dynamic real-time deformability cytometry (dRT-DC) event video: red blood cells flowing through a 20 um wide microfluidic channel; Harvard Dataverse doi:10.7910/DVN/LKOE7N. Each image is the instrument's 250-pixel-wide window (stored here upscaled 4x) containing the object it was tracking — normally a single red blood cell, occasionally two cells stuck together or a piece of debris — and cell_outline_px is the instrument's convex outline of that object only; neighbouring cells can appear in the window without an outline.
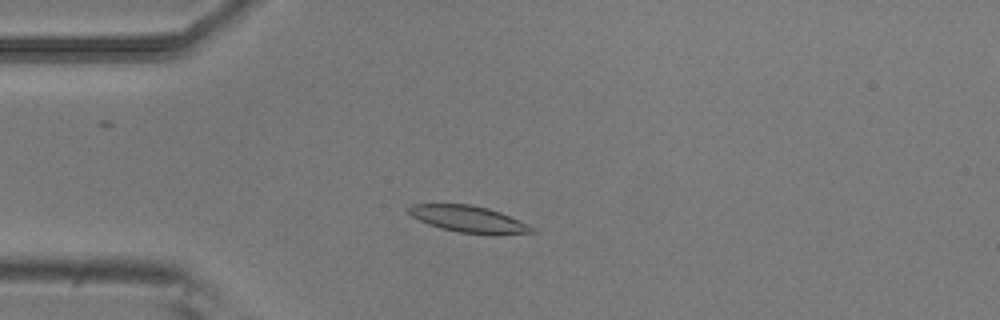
{"species": "common noctule bat (a hibernating species)", "species_latin": "Nyctalus noctula", "temperature_condition": "room temperature", "stored_images_in_passage": 45, "camera_frame_rate_fps": 3000, "um_per_image_px": 0.085, "animal": {"sex": "male", "body_mass_g": 20.5, "forearm_length_mm": 52.5}, "frame": {"image": 1, "passage_image": 8, "time_ms": 2.333, "image_size_px": [1000, 320], "cell_outline_px": [[536, 232], [460, 232], [440, 228], [428, 224], [412, 216], [408, 212], [408, 208], [412, 204], [472, 204], [488, 208], [500, 212], [528, 224]], "centroid_in_image_um": [39.72, 18.57], "position_along_channel_um": 45.3, "area_um2": 18.15}}
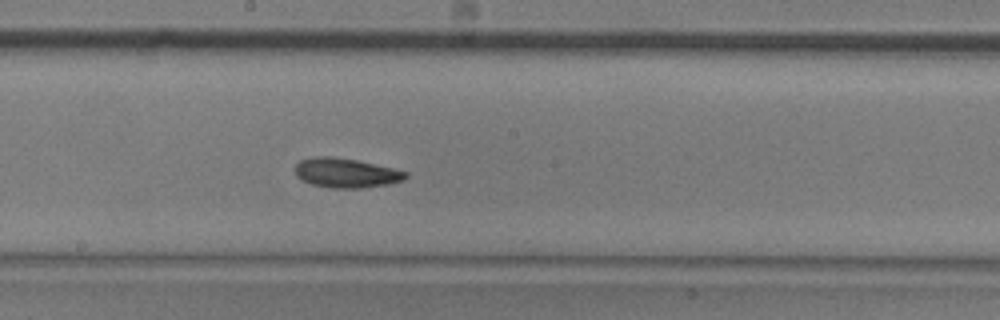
{"frame": {"image": 2, "passage_image": 23, "time_ms": 7.333, "image_size_px": [1000, 320], "cell_outline_px": [[408, 176], [404, 180], [388, 184], [360, 188], [332, 188], [312, 184], [300, 180], [296, 176], [296, 164], [300, 160], [312, 156], [332, 156], [356, 160], [392, 168], [408, 172]], "centroid_in_image_um": [29.39, 14.69], "position_along_channel_um": 218.8, "area_um2": 19.02}}
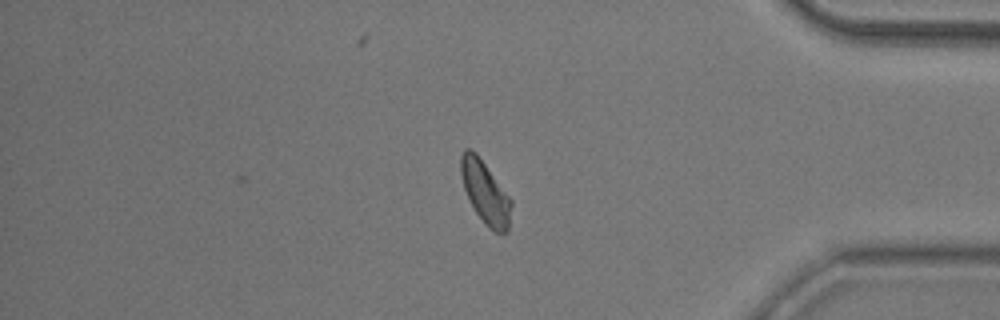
{"frame": {"image": 3, "passage_image": 39, "time_ms": 12.667, "image_size_px": [1000, 320], "cell_outline_px": [[512, 204], [508, 232], [496, 232], [488, 228], [476, 212], [464, 188], [460, 172], [460, 156], [464, 148], [472, 148], [476, 152], [512, 200]], "centroid_in_image_um": [41.24, 16.33], "position_along_channel_um": 394.0, "area_um2": 18.26}, "authors_computed_cell_mechanics": {"area_um2": 18.4382, "velocity_mm_per_s": 3.8048, "shape_relaxation_time_tau1_ms": 2.8942, "shape_relaxation_time_tau2_ms": 4.4857, "deformation_change_tau1": 0.1028, "deformation_change_tau2": 0.0856}}